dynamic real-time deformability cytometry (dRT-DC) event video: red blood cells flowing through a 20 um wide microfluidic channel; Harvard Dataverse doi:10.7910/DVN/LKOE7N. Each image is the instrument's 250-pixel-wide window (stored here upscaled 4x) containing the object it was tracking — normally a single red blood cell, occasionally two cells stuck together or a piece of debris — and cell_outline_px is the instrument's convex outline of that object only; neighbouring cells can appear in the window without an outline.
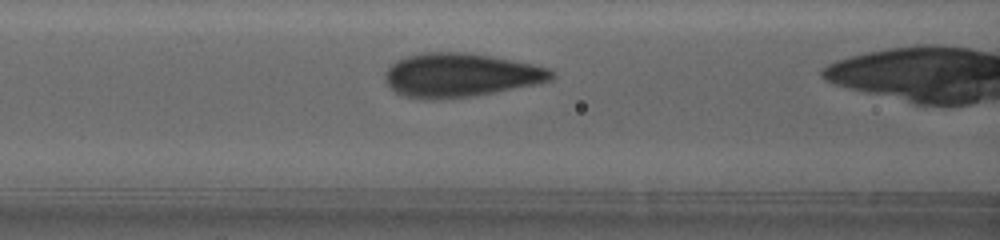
{"species": "human", "species_latin": "Homo sapiens", "temperature_condition": "warm", "stored_images_in_passage": 30, "camera_frame_rate_fps": 3000, "um_per_image_px": 0.085, "donor": {"sex": "female"}, "frame": {"image": 1, "passage_image": 11, "time_ms": 3.333, "image_size_px": [1000, 240], "cell_outline_px": [[556, 76], [552, 80], [536, 84], [476, 96], [424, 100], [404, 96], [396, 92], [384, 80], [384, 72], [396, 60], [408, 56], [428, 52], [464, 52], [492, 56], [552, 68], [556, 72]], "centroid_in_image_um": [39.17, 6.39], "position_along_channel_um": 127.4, "area_um2": 42.71}}
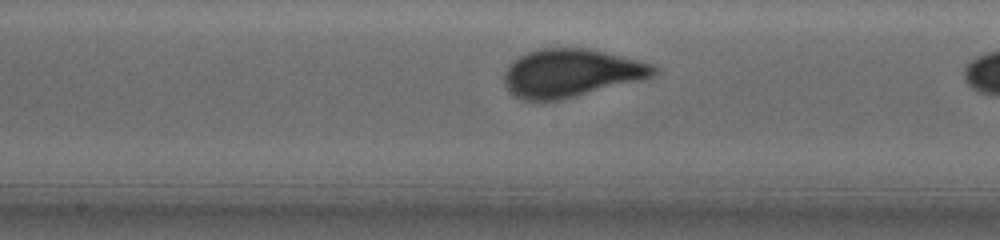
{"frame": {"image": 2, "passage_image": 21, "time_ms": 6.667, "image_size_px": [1000, 240], "cell_outline_px": [[660, 68], [648, 80], [560, 100], [520, 100], [504, 84], [504, 72], [508, 64], [520, 56], [528, 52], [540, 48], [588, 48], [652, 64]], "centroid_in_image_um": [48.58, 6.22], "position_along_channel_um": 199.6, "area_um2": 42.19}}
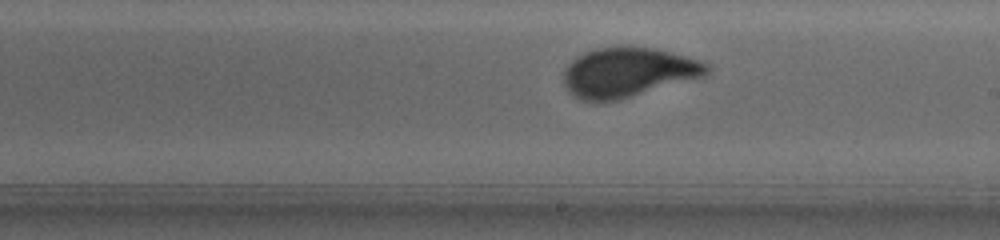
{"frame": {"image": 3, "passage_image": 26, "time_ms": 8.333, "image_size_px": [1000, 240], "cell_outline_px": [[708, 72], [704, 76], [620, 100], [596, 104], [592, 104], [580, 100], [572, 96], [568, 92], [564, 84], [564, 68], [576, 56], [584, 52], [596, 48], [616, 44], [628, 44], [656, 48], [672, 52], [708, 64]], "centroid_in_image_um": [53.29, 6.15], "position_along_channel_um": 235.7, "area_um2": 42.54}}